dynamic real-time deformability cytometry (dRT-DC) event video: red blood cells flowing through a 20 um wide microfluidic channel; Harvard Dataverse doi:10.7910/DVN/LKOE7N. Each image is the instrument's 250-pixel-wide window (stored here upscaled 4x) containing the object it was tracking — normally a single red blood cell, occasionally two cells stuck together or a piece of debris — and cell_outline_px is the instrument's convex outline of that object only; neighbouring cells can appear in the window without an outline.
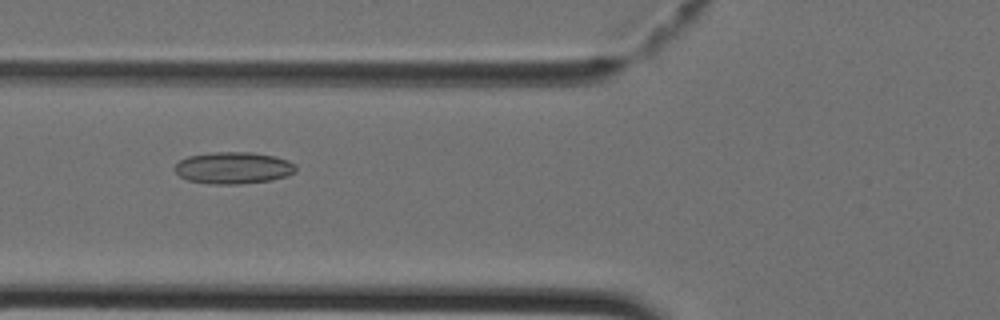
{"species": "Egyptian fruit bat (a non-hibernating species)", "species_latin": "Rousettus aegyptiacus", "temperature_condition": "cold", "stored_images_in_passage": 32, "camera_frame_rate_fps": 3000, "um_per_image_px": 0.085, "animal": {"sex": "female"}, "frame": {"image": 1, "passage_image": 5, "time_ms": 1.333, "image_size_px": [1000, 320], "cell_outline_px": [[296, 172], [288, 176], [272, 180], [240, 184], [208, 184], [188, 180], [180, 176], [172, 168], [180, 160], [188, 156], [212, 152], [252, 152], [276, 156], [288, 160], [296, 164]], "centroid_in_image_um": [19.86, 14.27], "position_along_channel_um": 105.9, "area_um2": 22.77}}
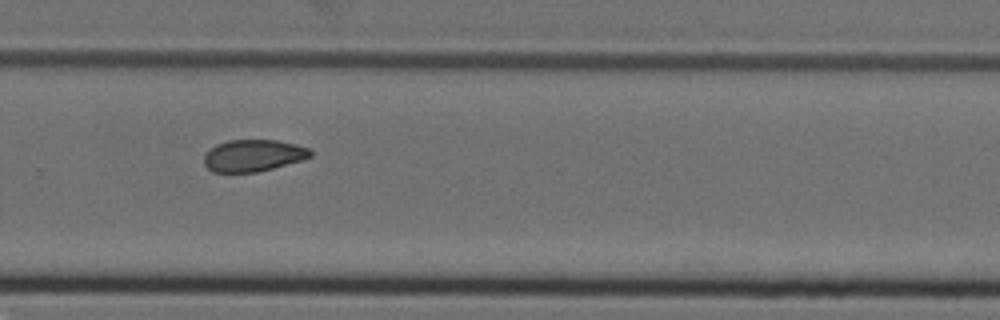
{"frame": {"image": 2, "passage_image": 18, "time_ms": 5.667, "image_size_px": [1000, 320], "cell_outline_px": [[312, 156], [304, 160], [256, 172], [212, 172], [204, 164], [204, 156], [216, 144], [228, 140], [276, 140], [296, 144], [308, 148], [312, 152]], "centroid_in_image_um": [21.54, 13.22], "position_along_channel_um": 308.3, "area_um2": 19.71}}
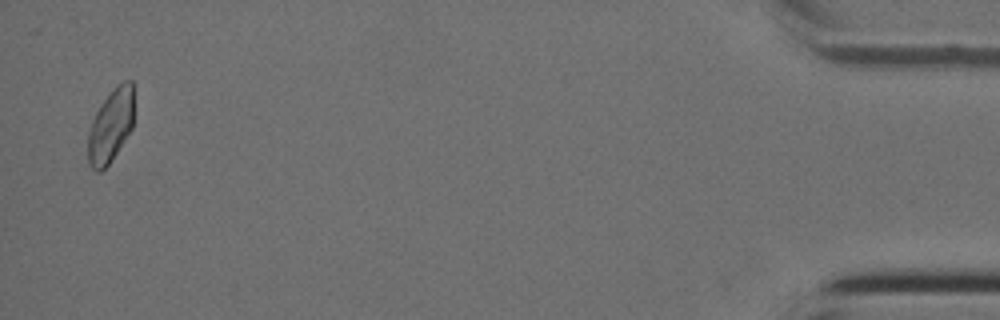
{"frame": {"image": 3, "passage_image": 31, "time_ms": 10.0, "image_size_px": [1000, 320], "cell_outline_px": [[132, 128], [112, 160], [100, 172], [96, 172], [88, 164], [88, 132], [92, 120], [100, 104], [112, 88], [116, 84], [124, 80], [132, 80]], "centroid_in_image_um": [9.38, 10.69], "position_along_channel_um": 425.8, "area_um2": 19.59}}